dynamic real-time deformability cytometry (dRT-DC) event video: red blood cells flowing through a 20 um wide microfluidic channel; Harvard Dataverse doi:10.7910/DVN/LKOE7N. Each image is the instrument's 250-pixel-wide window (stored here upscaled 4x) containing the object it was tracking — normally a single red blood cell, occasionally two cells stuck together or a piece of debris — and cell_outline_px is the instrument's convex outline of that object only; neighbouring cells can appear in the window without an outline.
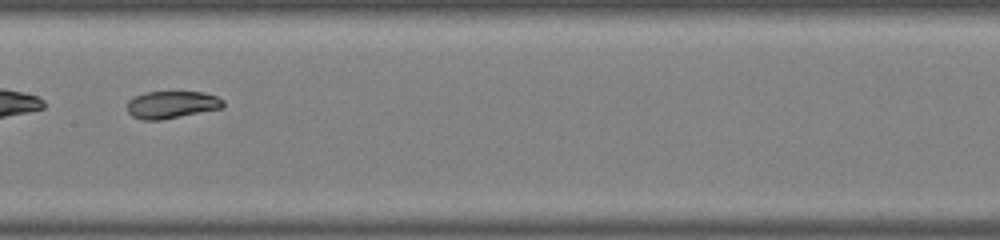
{"species": "common noctule bat (a hibernating species)", "species_latin": "Nyctalus noctula", "temperature_condition": "warm", "stored_images_in_passage": 33, "camera_frame_rate_fps": 3000, "um_per_image_px": 0.085, "animal": {"sex": "male", "body_mass_g": 19.0, "forearm_length_mm": 50.8}, "frame": {"image": 1, "passage_image": 10, "time_ms": 3.0, "image_size_px": [1000, 240], "cell_outline_px": [[224, 108], [160, 120], [144, 120], [132, 116], [128, 112], [128, 100], [144, 92], [204, 92], [216, 96], [224, 100]], "centroid_in_image_um": [14.62, 8.9], "position_along_channel_um": 192.8, "area_um2": 15.32}}
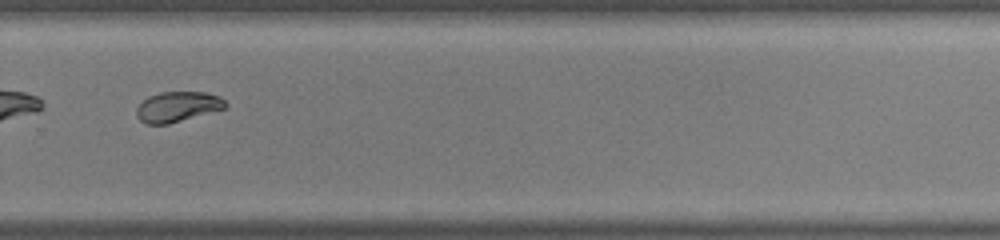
{"frame": {"image": 2, "passage_image": 19, "time_ms": 6.0, "image_size_px": [1000, 240], "cell_outline_px": [[228, 104], [224, 108], [168, 124], [144, 124], [136, 116], [136, 108], [148, 96], [160, 92], [208, 92], [220, 96]], "centroid_in_image_um": [15.07, 9.06], "position_along_channel_um": 314.7, "area_um2": 15.61}, "authors_computed_cell_mechanics": {"area_um2": 15.6638, "velocity_mm_per_s": 4.0652, "shape_relaxation_time_tau1_ms": 8.0683, "shape_relaxation_time_tau2_ms": 1.3382, "deformation_change_tau1": 0.2169, "deformation_change_tau2": 0.0366}}